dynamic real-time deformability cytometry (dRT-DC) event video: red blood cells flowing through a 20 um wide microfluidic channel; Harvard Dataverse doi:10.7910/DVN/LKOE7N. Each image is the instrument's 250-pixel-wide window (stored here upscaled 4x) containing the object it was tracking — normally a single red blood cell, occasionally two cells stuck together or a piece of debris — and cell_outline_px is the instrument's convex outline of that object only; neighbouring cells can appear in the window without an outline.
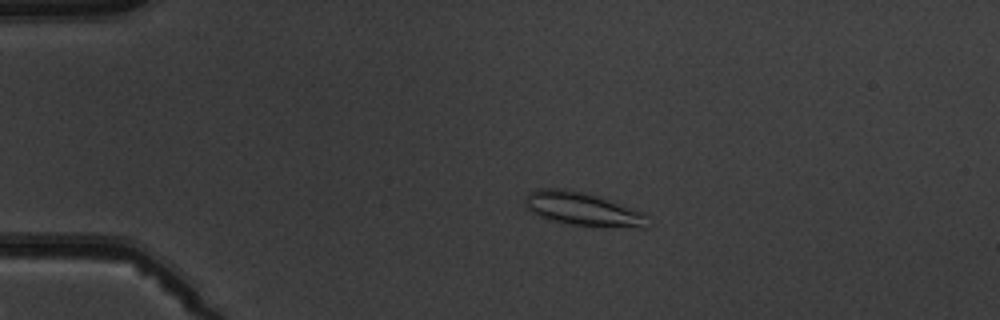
{"species": "common noctule bat (a hibernating species)", "species_latin": "Nyctalus noctula", "temperature_condition": "warm", "stored_images_in_passage": 4, "camera_frame_rate_fps": 3000, "um_per_image_px": 0.085, "animal": {"sex": "male", "body_mass_g": 19.5, "forearm_length_mm": 54.6}, "frame": {"image": 1, "passage_image": 3, "time_ms": 2.333, "image_size_px": [1000, 320], "cell_outline_px": [[648, 228], [640, 228], [572, 224], [552, 220], [540, 216], [524, 208], [524, 196], [528, 192], [540, 188], [564, 188], [596, 196], [644, 212], [648, 216]], "centroid_in_image_um": [49.5, 17.76], "position_along_channel_um": 35.5, "area_um2": 23.7}}